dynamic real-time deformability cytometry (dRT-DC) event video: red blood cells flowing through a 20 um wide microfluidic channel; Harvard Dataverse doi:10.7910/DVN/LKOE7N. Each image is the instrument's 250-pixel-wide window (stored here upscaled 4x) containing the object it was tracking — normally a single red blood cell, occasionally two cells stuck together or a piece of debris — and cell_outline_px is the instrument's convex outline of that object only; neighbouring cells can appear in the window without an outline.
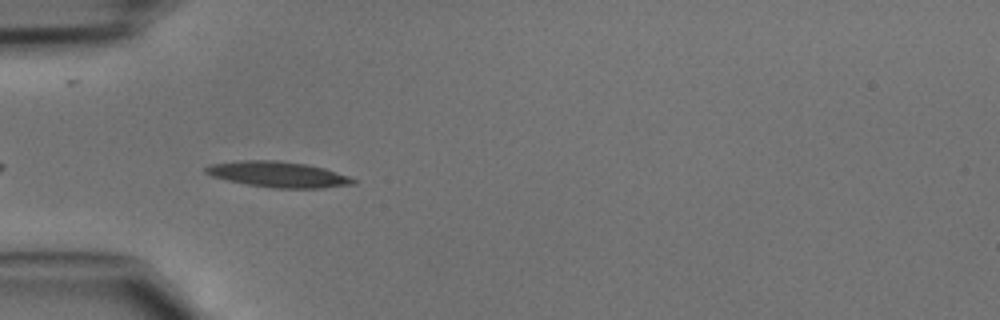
{"species": "common noctule bat (a hibernating species)", "species_latin": "Nyctalus noctula", "temperature_condition": "cold", "stored_images_in_passage": 9, "camera_frame_rate_fps": 3000, "um_per_image_px": 0.085, "animal": {"sex": "male", "body_mass_g": 15.6}, "frame": {"image": 1, "passage_image": 4, "time_ms": 1.0, "image_size_px": [1000, 320], "cell_outline_px": [[356, 184], [324, 188], [272, 188], [248, 184], [228, 180], [212, 176], [204, 172], [204, 168], [212, 164], [240, 160], [276, 160], [308, 164], [324, 168], [348, 176], [356, 180]], "centroid_in_image_um": [23.66, 14.82], "position_along_channel_um": 61.3, "area_um2": 22.08}}